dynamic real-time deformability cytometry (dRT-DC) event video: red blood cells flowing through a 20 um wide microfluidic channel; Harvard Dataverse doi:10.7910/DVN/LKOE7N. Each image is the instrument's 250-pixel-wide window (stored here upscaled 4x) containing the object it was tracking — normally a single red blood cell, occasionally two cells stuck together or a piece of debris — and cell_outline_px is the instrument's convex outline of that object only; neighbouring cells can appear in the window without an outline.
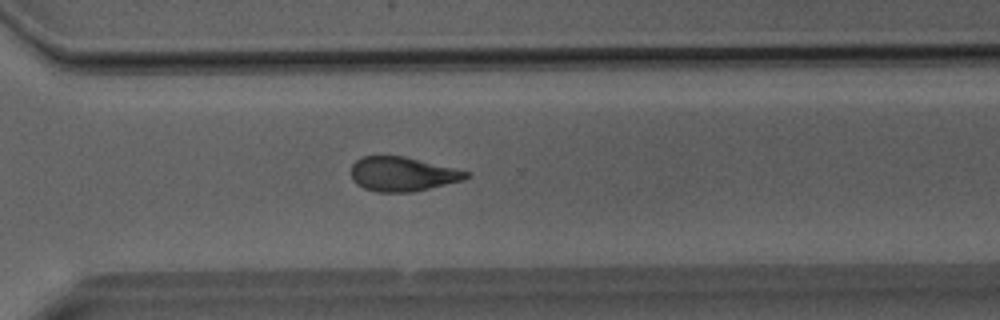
{"species": "Egyptian fruit bat (a non-hibernating species)", "species_latin": "Rousettus aegyptiacus", "temperature_condition": "room temperature", "stored_images_in_passage": 39, "camera_frame_rate_fps": 3000, "um_per_image_px": 0.085, "animal": {"sex": "male"}, "frame": {"image": 1, "passage_image": 28, "time_ms": 9.0, "image_size_px": [1000, 320], "cell_outline_px": [[472, 176], [464, 180], [412, 192], [376, 192], [364, 188], [356, 184], [352, 180], [352, 164], [356, 160], [364, 156], [404, 156], [472, 172]], "centroid_in_image_um": [34.24, 14.8], "position_along_channel_um": 336.4, "area_um2": 23.12}}
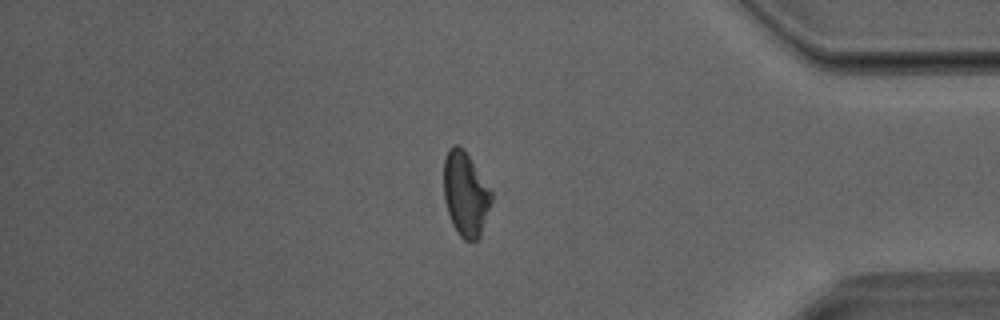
{"frame": {"image": 2, "passage_image": 33, "time_ms": 10.667, "image_size_px": [1000, 320], "cell_outline_px": [[492, 200], [480, 236], [476, 240], [464, 240], [456, 232], [452, 224], [444, 200], [444, 160], [448, 148], [452, 144], [456, 144], [464, 148], [492, 192]], "centroid_in_image_um": [39.55, 16.47], "position_along_channel_um": 395.6, "area_um2": 23.41}}
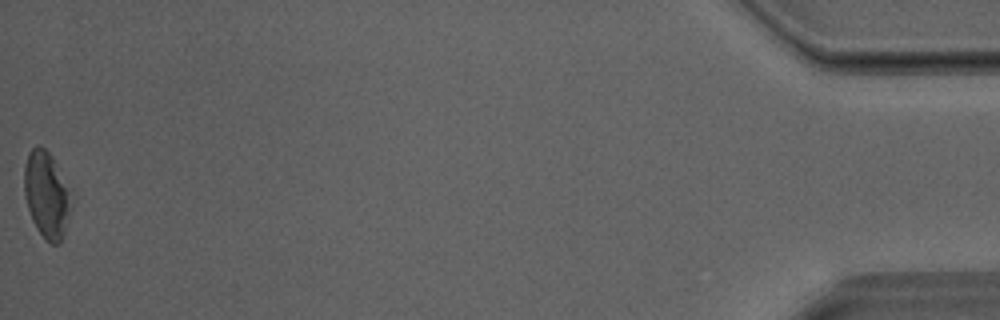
{"frame": {"image": 3, "passage_image": 39, "time_ms": 12.667, "image_size_px": [1000, 320], "cell_outline_px": [[72, 208], [64, 236], [60, 244], [52, 244], [44, 240], [36, 228], [32, 220], [24, 196], [24, 164], [28, 152], [36, 144], [40, 144], [52, 156], [68, 192]], "centroid_in_image_um": [3.93, 16.6], "position_along_channel_um": 431.3, "area_um2": 23.7}}